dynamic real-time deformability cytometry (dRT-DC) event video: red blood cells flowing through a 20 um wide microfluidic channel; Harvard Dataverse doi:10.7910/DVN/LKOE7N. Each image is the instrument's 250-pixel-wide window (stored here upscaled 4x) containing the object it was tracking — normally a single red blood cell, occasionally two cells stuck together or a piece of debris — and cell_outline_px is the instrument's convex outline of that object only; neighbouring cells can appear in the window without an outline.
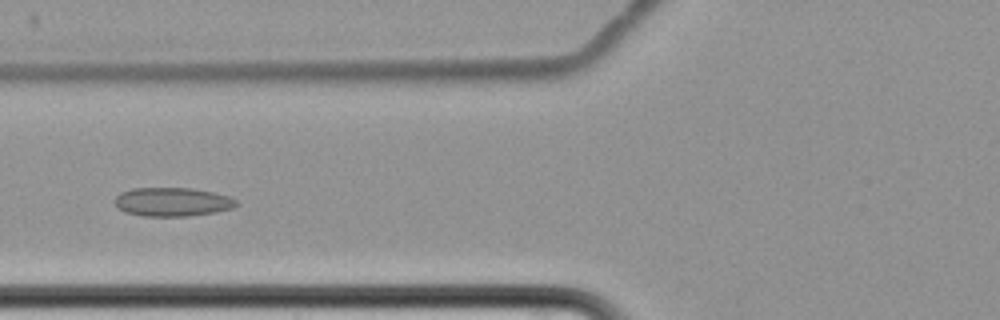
{"species": "common noctule bat (a hibernating species)", "species_latin": "Nyctalus noctula", "temperature_condition": "cold", "stored_images_in_passage": 8, "camera_frame_rate_fps": 3000, "um_per_image_px": 0.085, "animal": {"sex": "female", "body_mass_g": 22.7, "forearm_length_mm": 54.2}, "frame": {"image": 1, "passage_image": 7, "time_ms": 8.667, "image_size_px": [1000, 320], "cell_outline_px": [[240, 204], [232, 208], [216, 212], [188, 216], [144, 216], [124, 212], [116, 208], [116, 196], [120, 192], [132, 188], [192, 188], [212, 192], [228, 196], [236, 200]], "centroid_in_image_um": [14.64, 17.16], "position_along_channel_um": 111.2, "area_um2": 20.46}}
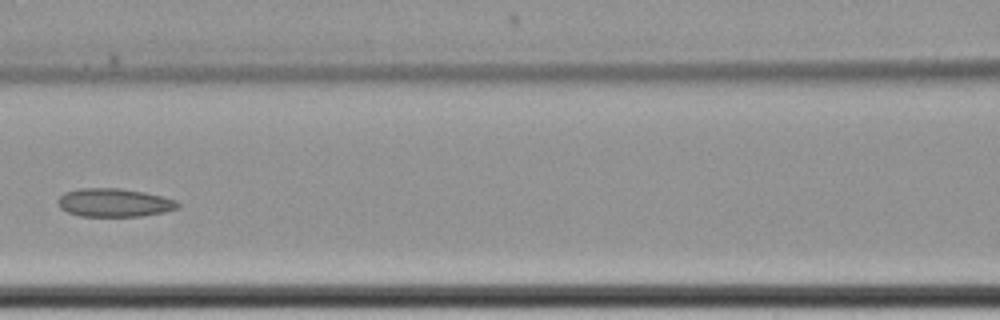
{"frame": {"image": 2, "passage_image": 8, "time_ms": 10.0, "image_size_px": [1000, 320], "cell_outline_px": [[180, 208], [164, 212], [140, 216], [80, 216], [68, 212], [60, 208], [56, 200], [64, 192], [80, 188], [120, 188], [144, 192], [176, 200], [180, 204]], "centroid_in_image_um": [9.7, 17.22], "position_along_channel_um": 156.9, "area_um2": 19.88}}